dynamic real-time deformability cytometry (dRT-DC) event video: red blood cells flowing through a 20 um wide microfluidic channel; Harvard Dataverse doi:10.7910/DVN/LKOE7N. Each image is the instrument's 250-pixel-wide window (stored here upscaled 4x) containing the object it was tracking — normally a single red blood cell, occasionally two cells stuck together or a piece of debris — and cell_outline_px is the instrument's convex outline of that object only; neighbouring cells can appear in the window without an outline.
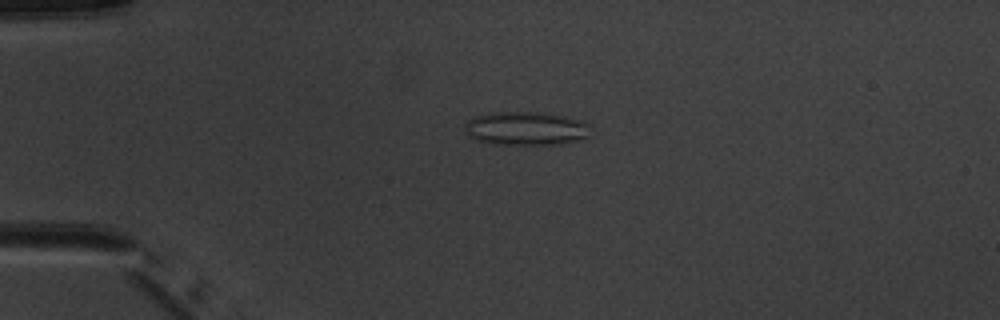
{"species": "common noctule bat (a hibernating species)", "species_latin": "Nyctalus noctula", "temperature_condition": "warm", "stored_images_in_passage": 5, "camera_frame_rate_fps": 3000, "um_per_image_px": 0.085, "animal": {"sex": "male", "body_mass_g": 20.1, "forearm_length_mm": 53.5}, "frame": {"image": 1, "passage_image": 4, "time_ms": 3.333, "image_size_px": [1000, 320], "cell_outline_px": [[592, 124], [588, 136], [584, 140], [560, 144], [492, 144], [476, 140], [468, 136], [464, 132], [464, 124], [472, 116], [488, 112], [540, 112], [564, 116], [584, 120]], "centroid_in_image_um": [44.71, 10.91], "position_along_channel_um": 40.3, "area_um2": 25.32}}